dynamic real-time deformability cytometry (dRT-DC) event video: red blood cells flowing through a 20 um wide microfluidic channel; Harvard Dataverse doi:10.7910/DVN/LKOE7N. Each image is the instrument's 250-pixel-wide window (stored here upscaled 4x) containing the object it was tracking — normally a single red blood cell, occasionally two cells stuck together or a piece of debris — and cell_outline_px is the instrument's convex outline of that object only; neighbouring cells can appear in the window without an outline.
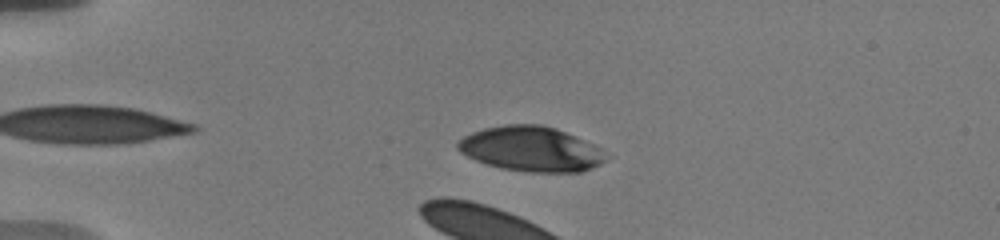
{"species": "human", "species_latin": "Homo sapiens", "temperature_condition": "warm", "stored_images_in_passage": 46, "camera_frame_rate_fps": 3000, "um_per_image_px": 0.085, "donor": {"sex": "male"}, "frame": {"image": 1, "passage_image": 11, "time_ms": 3.333, "image_size_px": [1000, 240], "cell_outline_px": [[608, 160], [592, 168], [580, 172], [528, 172], [500, 168], [476, 160], [460, 152], [456, 148], [456, 144], [464, 136], [472, 132], [484, 128], [504, 124], [540, 124], [556, 128], [592, 144], [600, 148]], "centroid_in_image_um": [45.12, 12.66], "position_along_channel_um": 39.9, "area_um2": 38.67}}